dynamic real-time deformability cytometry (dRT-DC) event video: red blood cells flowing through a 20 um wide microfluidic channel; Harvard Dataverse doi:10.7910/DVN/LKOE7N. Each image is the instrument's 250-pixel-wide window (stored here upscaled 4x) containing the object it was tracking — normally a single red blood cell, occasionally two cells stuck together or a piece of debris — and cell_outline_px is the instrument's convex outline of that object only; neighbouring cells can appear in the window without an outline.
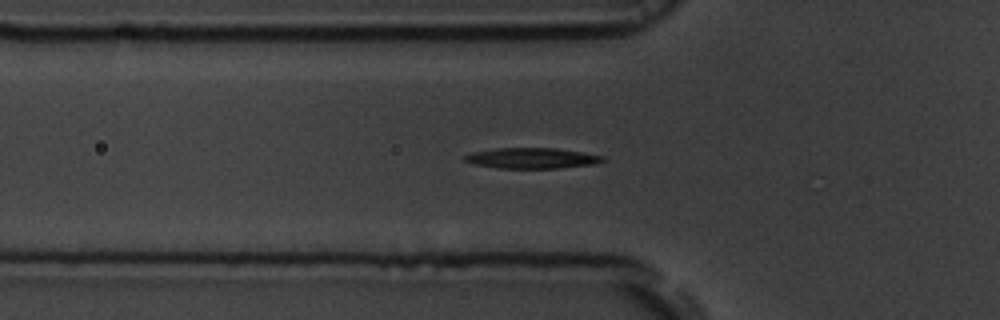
{"species": "common noctule bat (a hibernating species)", "species_latin": "Nyctalus noctula", "temperature_condition": "room temperature", "stored_images_in_passage": 41, "camera_frame_rate_fps": 3000, "um_per_image_px": 0.085, "animal": {"sex": "male", "body_mass_g": 19.5, "forearm_length_mm": 54.6}, "frame": {"image": 1, "passage_image": 5, "time_ms": 1.333, "image_size_px": [1000, 320], "cell_outline_px": [[608, 160], [592, 164], [556, 168], [496, 168], [476, 164], [464, 160], [464, 156], [476, 152], [496, 148], [556, 148], [604, 156]], "centroid_in_image_um": [45.25, 13.44], "position_along_channel_um": 80.6, "area_um2": 16.3}}
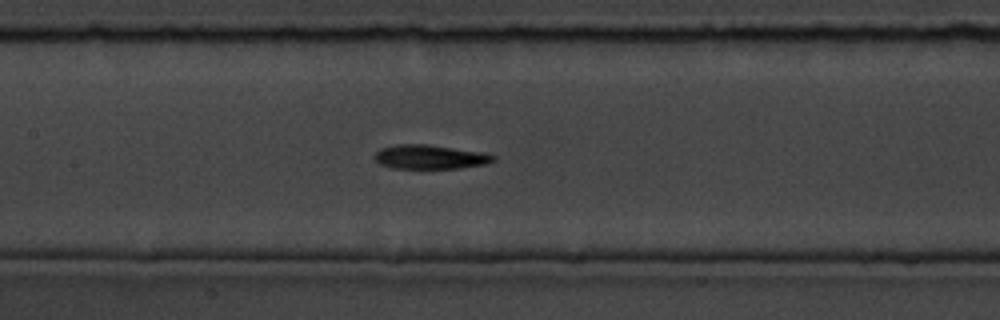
{"frame": {"image": 2, "passage_image": 12, "time_ms": 3.667, "image_size_px": [1000, 320], "cell_outline_px": [[496, 160], [484, 164], [460, 168], [392, 168], [380, 164], [376, 160], [376, 152], [380, 148], [396, 144], [428, 144], [484, 152], [496, 156]], "centroid_in_image_um": [36.57, 13.33], "position_along_channel_um": 170.8, "area_um2": 16.7}}
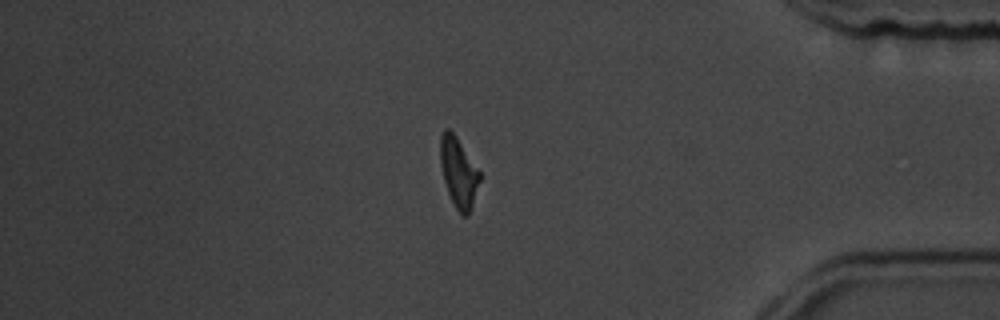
{"frame": {"image": 3, "passage_image": 32, "time_ms": 10.333, "image_size_px": [1000, 320], "cell_outline_px": [[480, 180], [468, 216], [460, 216], [448, 192], [444, 180], [440, 164], [440, 136], [444, 128], [448, 128], [456, 136], [480, 172]], "centroid_in_image_um": [38.96, 14.65], "position_along_channel_um": 396.2, "area_um2": 15.84}, "authors_computed_cell_mechanics": {"area_um2": 16.5886, "velocity_mm_per_s": 3.8437, "shape_relaxation_time_tau1_ms": 3.7279, "shape_relaxation_time_tau2_ms": 4.2468, "deformation_change_tau1": 0.1675, "deformation_change_tau2": 0.1363}}